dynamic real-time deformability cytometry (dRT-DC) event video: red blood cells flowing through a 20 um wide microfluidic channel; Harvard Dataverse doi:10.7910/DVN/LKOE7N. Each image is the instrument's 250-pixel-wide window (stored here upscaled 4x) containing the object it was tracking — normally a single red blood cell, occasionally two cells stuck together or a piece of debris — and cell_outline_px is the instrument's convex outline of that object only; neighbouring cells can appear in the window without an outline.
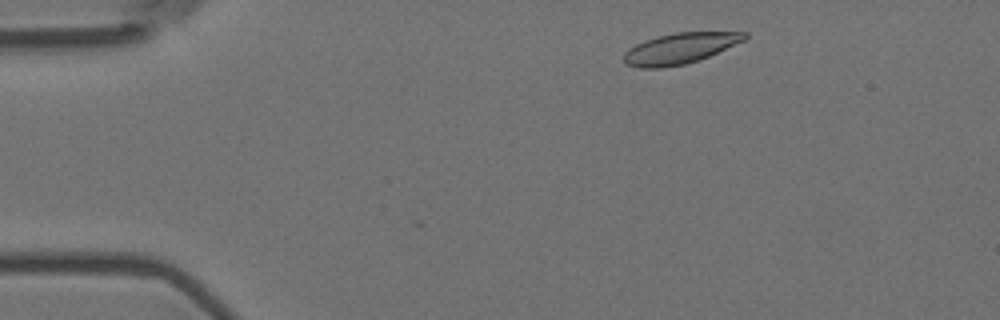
{"species": "Egyptian fruit bat (a non-hibernating species)", "species_latin": "Rousettus aegyptiacus", "temperature_condition": "room temperature", "stored_images_in_passage": 8, "camera_frame_rate_fps": 3000, "um_per_image_px": 0.085, "animal": {"sex": "female"}, "frame": {"image": 1, "passage_image": 4, "time_ms": 1.0, "image_size_px": [1000, 320], "cell_outline_px": [[748, 36], [744, 40], [700, 60], [684, 64], [660, 68], [640, 68], [624, 64], [624, 52], [628, 48], [644, 40], [656, 36], [676, 32], [748, 32]], "centroid_in_image_um": [57.75, 4.11], "position_along_channel_um": 27.2, "area_um2": 21.68}}